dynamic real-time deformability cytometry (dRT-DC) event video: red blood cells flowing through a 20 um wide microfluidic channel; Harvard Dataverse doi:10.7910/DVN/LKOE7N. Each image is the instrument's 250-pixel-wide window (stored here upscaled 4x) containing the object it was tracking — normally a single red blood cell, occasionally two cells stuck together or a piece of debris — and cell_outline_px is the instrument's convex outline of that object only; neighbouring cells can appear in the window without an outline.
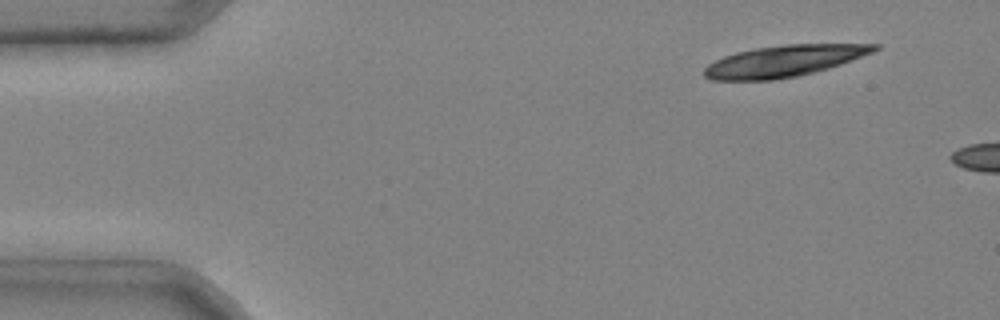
{"species": "common noctule bat (a hibernating species)", "species_latin": "Nyctalus noctula", "temperature_condition": "cold", "stored_images_in_passage": 3, "camera_frame_rate_fps": 3000, "um_per_image_px": 0.085, "animal": {"sex": "male", "body_mass_g": 20.4}, "frame": {"image": 1, "passage_image": 1, "time_ms": 0.0, "image_size_px": [1000, 320], "cell_outline_px": [[880, 48], [872, 52], [840, 64], [828, 68], [796, 76], [772, 80], [712, 80], [704, 76], [704, 68], [708, 64], [724, 56], [736, 52], [756, 48], [784, 44], [880, 44]], "centroid_in_image_um": [66.61, 5.18], "position_along_channel_um": 18.4, "area_um2": 30.81}}